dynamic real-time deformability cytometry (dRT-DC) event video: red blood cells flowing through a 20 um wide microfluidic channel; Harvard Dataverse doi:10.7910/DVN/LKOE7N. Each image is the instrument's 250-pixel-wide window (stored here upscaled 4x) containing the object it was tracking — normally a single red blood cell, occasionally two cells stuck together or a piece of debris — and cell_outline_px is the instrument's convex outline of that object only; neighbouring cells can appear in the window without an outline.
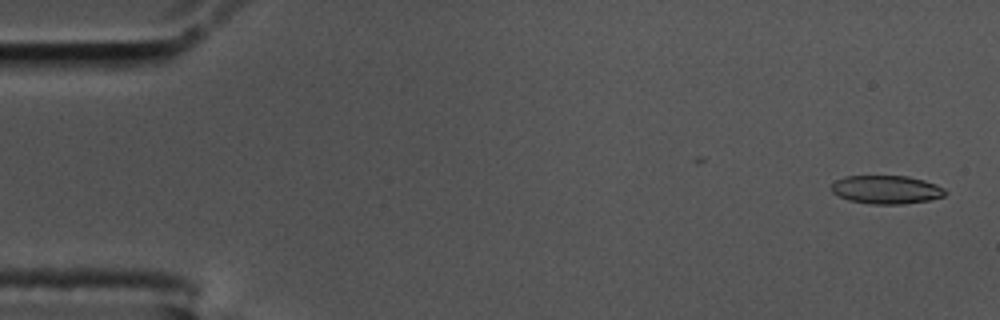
{"species": "common noctule bat (a hibernating species)", "species_latin": "Nyctalus noctula", "temperature_condition": "cold", "stored_images_in_passage": 58, "camera_frame_rate_fps": 3000, "um_per_image_px": 0.085, "animal": {"sex": "male", "body_mass_g": 17.5, "forearm_length_mm": 52.3}, "frame": {"image": 1, "passage_image": 2, "time_ms": 0.333, "image_size_px": [1000, 320], "cell_outline_px": [[948, 192], [944, 196], [928, 200], [904, 204], [872, 204], [848, 200], [832, 192], [832, 184], [836, 180], [844, 176], [908, 176], [924, 180], [936, 184], [944, 188]], "centroid_in_image_um": [75.36, 16.11], "position_along_channel_um": 9.6, "area_um2": 18.84}}
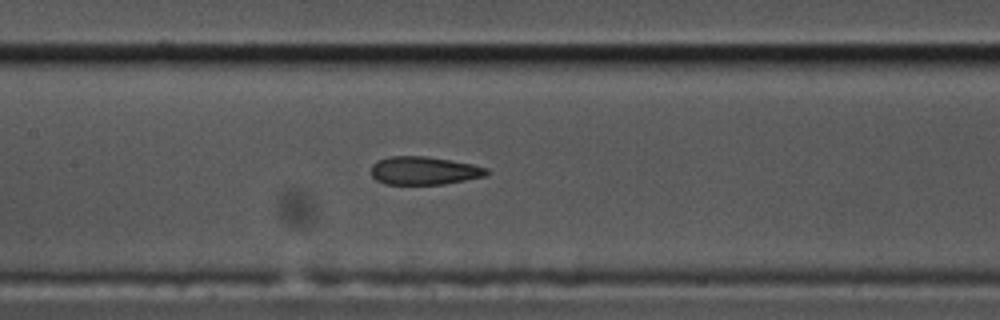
{"frame": {"image": 2, "passage_image": 27, "time_ms": 8.667, "image_size_px": [1000, 320], "cell_outline_px": [[488, 172], [484, 176], [444, 184], [384, 184], [376, 180], [372, 176], [372, 164], [376, 160], [392, 156], [428, 156], [472, 164], [488, 168]], "centroid_in_image_um": [36.01, 14.5], "position_along_channel_um": 171.4, "area_um2": 18.9}}
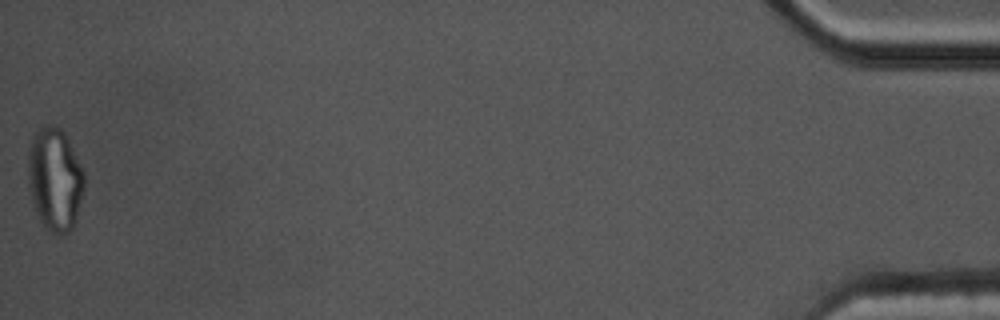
{"frame": {"image": 3, "passage_image": 58, "time_ms": 19.0, "image_size_px": [1000, 320], "cell_outline_px": [[84, 188], [76, 220], [72, 228], [64, 236], [56, 236], [44, 228], [36, 212], [28, 188], [28, 148], [32, 136], [40, 124], [52, 124], [60, 128], [64, 132], [84, 172]], "centroid_in_image_um": [4.64, 15.24], "position_along_channel_um": 430.6, "area_um2": 34.33}, "authors_computed_cell_mechanics": {"area_um2": 19.9699, "velocity_mm_per_s": 3.4605, "shape_relaxation_time_tau1_ms": null, "shape_relaxation_time_tau2_ms": 1.8936, "deformation_change_tau1": null, "deformation_change_tau2": 0.0801}}